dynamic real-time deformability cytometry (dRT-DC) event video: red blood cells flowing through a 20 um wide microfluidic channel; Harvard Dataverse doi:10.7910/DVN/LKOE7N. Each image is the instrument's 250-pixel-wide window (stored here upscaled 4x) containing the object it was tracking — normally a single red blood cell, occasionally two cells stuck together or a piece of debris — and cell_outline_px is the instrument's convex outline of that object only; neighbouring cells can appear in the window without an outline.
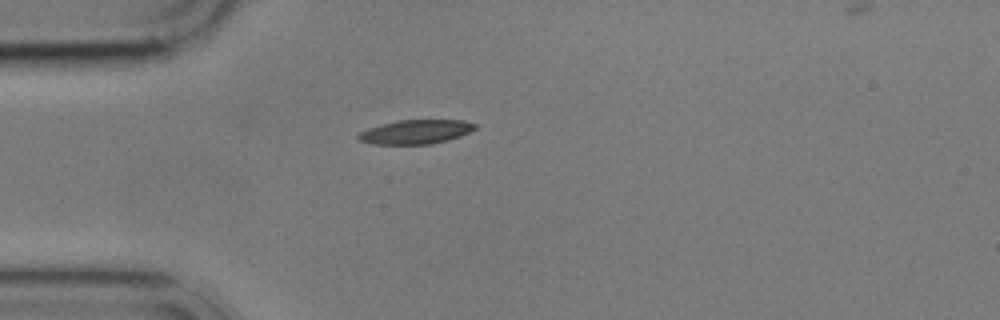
{"species": "common noctule bat (a hibernating species)", "species_latin": "Nyctalus noctula", "temperature_condition": "cold", "stored_images_in_passage": 4, "camera_frame_rate_fps": 3000, "um_per_image_px": 0.085, "animal": {"sex": "male", "body_mass_g": 17.9}, "frame": {"image": 1, "passage_image": 1, "time_ms": 0.0, "image_size_px": [1000, 320], "cell_outline_px": [[476, 128], [460, 136], [448, 140], [428, 144], [372, 144], [360, 140], [356, 136], [360, 132], [368, 128], [400, 120], [464, 120], [476, 124]], "centroid_in_image_um": [35.34, 11.21], "position_along_channel_um": 49.7, "area_um2": 16.18}}
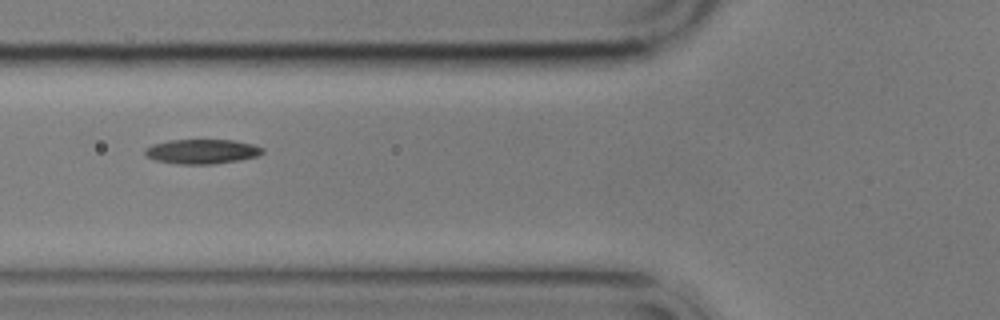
{"frame": {"image": 2, "passage_image": 3, "time_ms": 2.0, "image_size_px": [1000, 320], "cell_outline_px": [[264, 152], [256, 156], [240, 160], [212, 164], [176, 164], [156, 160], [144, 156], [144, 148], [152, 144], [172, 140], [232, 140], [252, 144], [264, 148]], "centroid_in_image_um": [17.13, 12.88], "position_along_channel_um": 108.7, "area_um2": 16.88}}
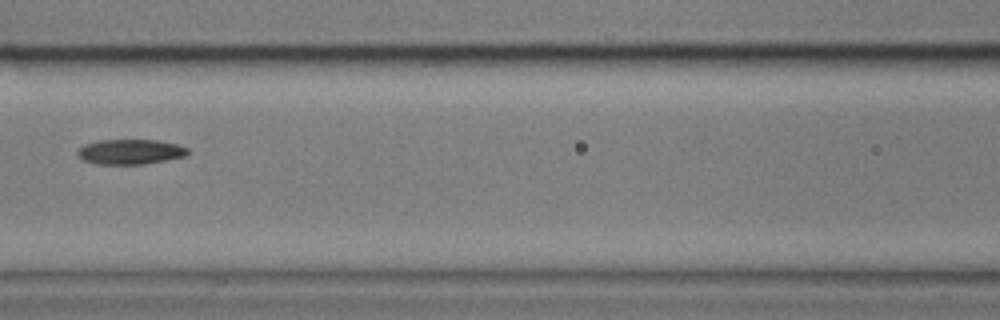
{"frame": {"image": 3, "passage_image": 4, "time_ms": 3.333, "image_size_px": [1000, 320], "cell_outline_px": [[188, 152], [184, 156], [144, 164], [96, 164], [84, 160], [76, 156], [76, 152], [84, 144], [96, 140], [156, 140], [176, 144], [188, 148]], "centroid_in_image_um": [11.01, 12.9], "position_along_channel_um": 155.6, "area_um2": 16.01}}